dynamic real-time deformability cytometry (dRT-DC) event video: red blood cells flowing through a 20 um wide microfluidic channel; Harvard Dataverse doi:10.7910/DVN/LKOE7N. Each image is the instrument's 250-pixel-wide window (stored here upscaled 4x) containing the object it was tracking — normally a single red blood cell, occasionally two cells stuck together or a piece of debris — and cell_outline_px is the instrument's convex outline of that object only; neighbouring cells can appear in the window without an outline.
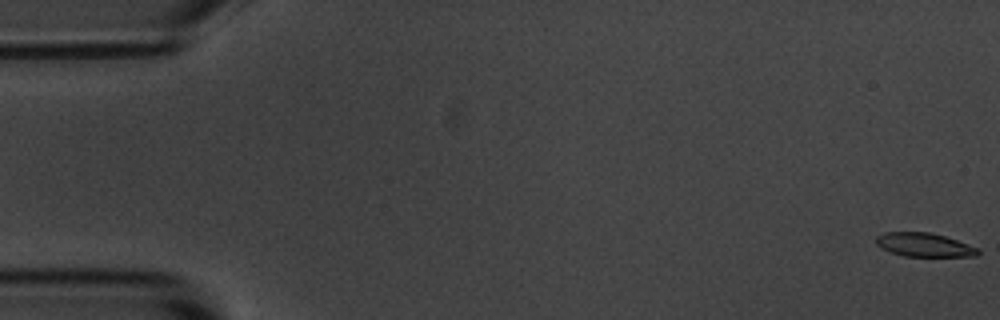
{"species": "common noctule bat (a hibernating species)", "species_latin": "Nyctalus noctula", "temperature_condition": "room temperature", "stored_images_in_passage": 57, "camera_frame_rate_fps": 3000, "um_per_image_px": 0.085, "animal": {"sex": "male", "body_mass_g": 20.1, "forearm_length_mm": 53.5}, "frame": {"image": 1, "passage_image": 1, "time_ms": 0.0, "image_size_px": [1000, 320], "cell_outline_px": [[980, 252], [976, 256], [904, 256], [888, 252], [880, 248], [876, 244], [876, 236], [884, 232], [928, 232], [944, 236], [980, 248]], "centroid_in_image_um": [78.52, 20.81], "position_along_channel_um": 6.5, "area_um2": 14.16}}
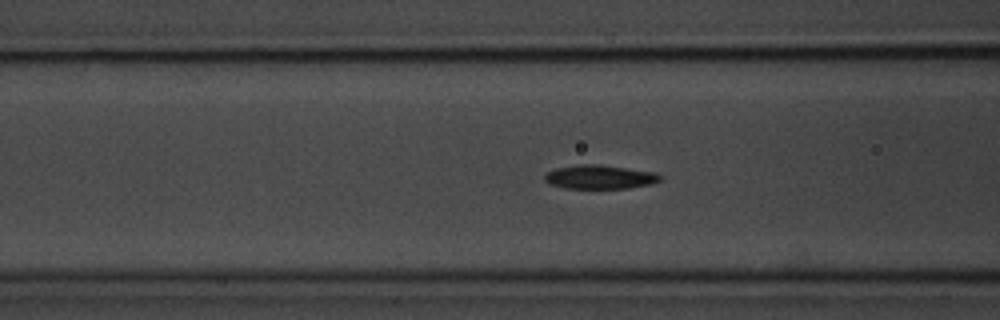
{"frame": {"image": 2, "passage_image": 22, "time_ms": 7.0, "image_size_px": [1000, 320], "cell_outline_px": [[664, 176], [660, 180], [652, 184], [628, 188], [564, 188], [548, 184], [544, 180], [544, 176], [548, 172], [556, 168], [580, 164], [600, 164], [656, 172]], "centroid_in_image_um": [51.0, 15.04], "position_along_channel_um": 115.6, "area_um2": 16.24}}
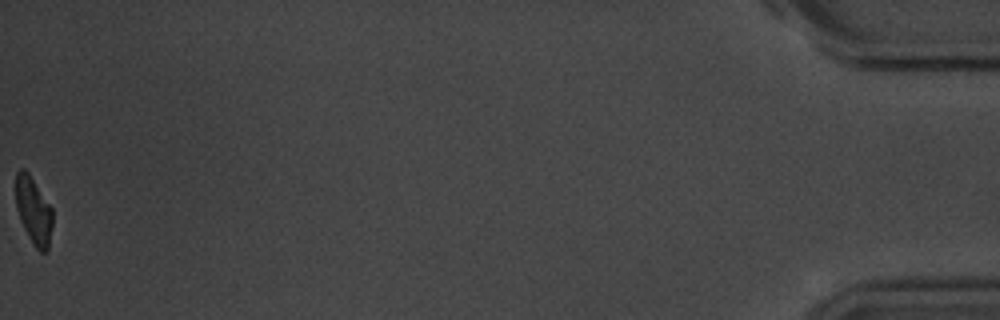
{"frame": {"image": 3, "passage_image": 57, "time_ms": 18.667, "image_size_px": [1000, 320], "cell_outline_px": [[52, 224], [48, 252], [40, 252], [32, 244], [20, 220], [16, 208], [16, 172], [20, 168], [24, 168], [28, 172], [52, 208]], "centroid_in_image_um": [2.85, 17.93], "position_along_channel_um": 432.4, "area_um2": 14.45}, "authors_computed_cell_mechanics": {"area_um2": 15.606, "velocity_mm_per_s": 3.5869, "shape_relaxation_time_tau1_ms": 3.3013, "shape_relaxation_time_tau2_ms": 3.5086, "deformation_change_tau1": 0.1167, "deformation_change_tau2": 0.085}}